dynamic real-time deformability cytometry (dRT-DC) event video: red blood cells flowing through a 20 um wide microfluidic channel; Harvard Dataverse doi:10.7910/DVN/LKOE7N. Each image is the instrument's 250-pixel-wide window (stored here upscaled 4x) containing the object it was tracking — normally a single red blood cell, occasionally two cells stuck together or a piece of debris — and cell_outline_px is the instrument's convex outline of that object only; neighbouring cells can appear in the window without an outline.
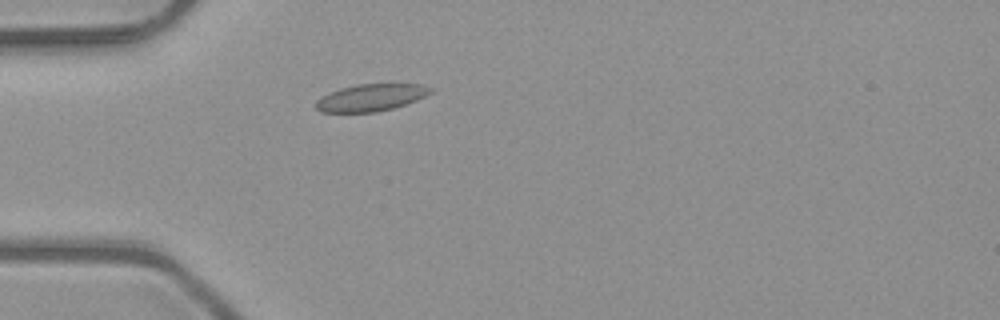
{"species": "common noctule bat (a hibernating species)", "species_latin": "Nyctalus noctula", "temperature_condition": "room temperature", "stored_images_in_passage": 3, "camera_frame_rate_fps": 3000, "um_per_image_px": 0.085, "animal": {"sex": "male", "body_mass_g": 23.1, "forearm_length_mm": 52.7}, "frame": {"image": 1, "passage_image": 3, "time_ms": 0.667, "image_size_px": [1000, 320], "cell_outline_px": [[436, 88], [432, 92], [416, 100], [392, 108], [376, 112], [320, 112], [316, 108], [316, 100], [328, 92], [340, 88], [356, 84], [424, 84]], "centroid_in_image_um": [31.53, 8.28], "position_along_channel_um": 53.5, "area_um2": 18.15}}